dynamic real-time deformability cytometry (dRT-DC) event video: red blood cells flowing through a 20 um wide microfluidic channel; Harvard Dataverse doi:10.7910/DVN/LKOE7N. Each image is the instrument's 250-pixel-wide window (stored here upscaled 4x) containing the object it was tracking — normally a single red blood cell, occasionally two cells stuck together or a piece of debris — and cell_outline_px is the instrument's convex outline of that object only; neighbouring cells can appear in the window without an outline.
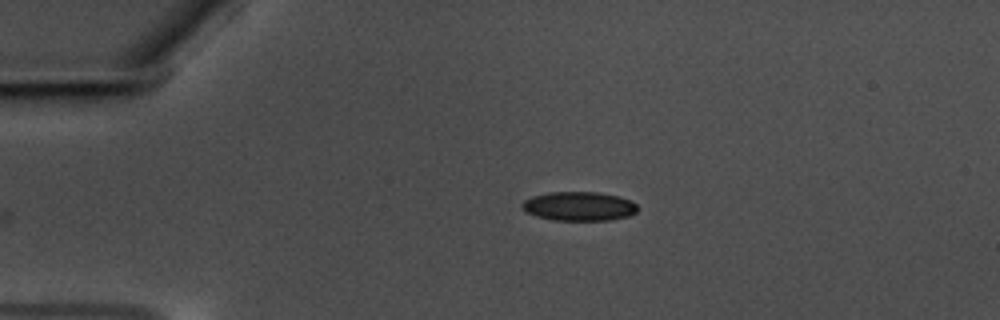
{"species": "common noctule bat (a hibernating species)", "species_latin": "Nyctalus noctula", "temperature_condition": "warm", "stored_images_in_passage": 41, "camera_frame_rate_fps": 3000, "um_per_image_px": 0.085, "animal": {"sex": "male", "body_mass_g": 17.5, "forearm_length_mm": 52.3}, "frame": {"image": 1, "passage_image": 1, "time_ms": 0.0, "image_size_px": [1000, 320], "cell_outline_px": [[640, 208], [636, 212], [628, 216], [608, 220], [552, 220], [536, 216], [524, 212], [520, 204], [524, 200], [532, 196], [548, 192], [600, 192], [620, 196], [632, 200]], "centroid_in_image_um": [49.22, 17.52], "position_along_channel_um": 35.8, "area_um2": 19.88}}
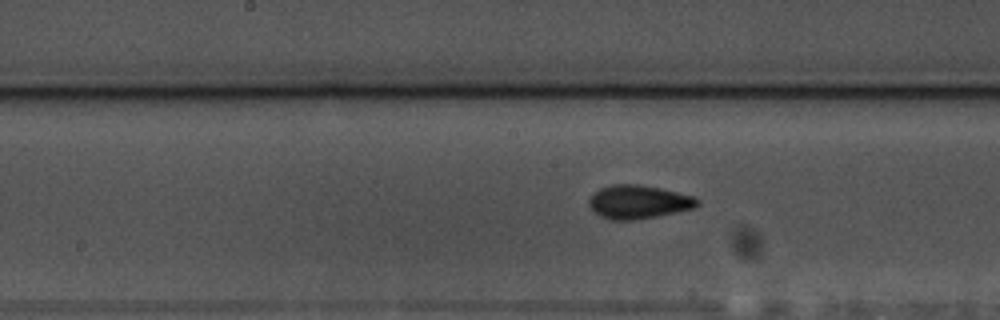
{"frame": {"image": 2, "passage_image": 18, "time_ms": 5.667, "image_size_px": [1000, 320], "cell_outline_px": [[700, 204], [692, 208], [676, 212], [656, 216], [632, 220], [612, 220], [600, 216], [592, 212], [588, 204], [588, 200], [600, 188], [612, 184], [640, 184], [660, 188], [692, 196], [700, 200]], "centroid_in_image_um": [54.23, 17.16], "position_along_channel_um": 194.0, "area_um2": 21.1}}
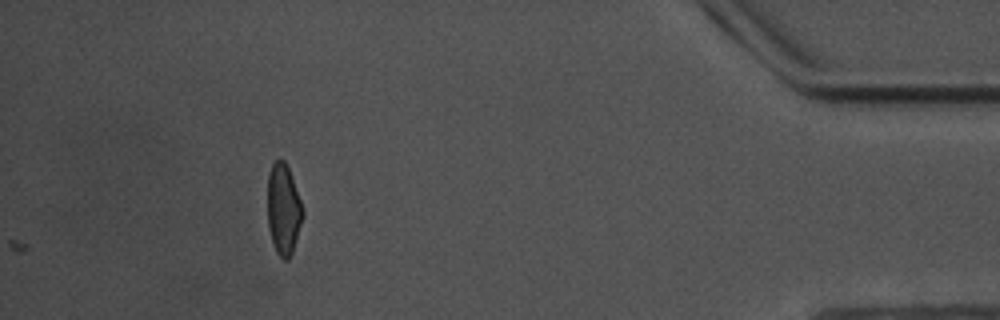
{"frame": {"image": 3, "passage_image": 41, "time_ms": 13.333, "image_size_px": [1000, 320], "cell_outline_px": [[304, 216], [292, 252], [288, 260], [284, 260], [276, 252], [268, 228], [268, 172], [272, 164], [280, 156], [284, 160], [288, 168], [300, 200], [304, 212]], "centroid_in_image_um": [24.09, 17.78], "position_along_channel_um": 411.1, "area_um2": 18.55}, "authors_computed_cell_mechanics": {"area_um2": 19.7098, "velocity_mm_per_s": 3.548, "shape_relaxation_time_tau1_ms": 4.1616, "shape_relaxation_time_tau2_ms": 1.3907, "deformation_change_tau1": 0.1204, "deformation_change_tau2": 0.0771}}